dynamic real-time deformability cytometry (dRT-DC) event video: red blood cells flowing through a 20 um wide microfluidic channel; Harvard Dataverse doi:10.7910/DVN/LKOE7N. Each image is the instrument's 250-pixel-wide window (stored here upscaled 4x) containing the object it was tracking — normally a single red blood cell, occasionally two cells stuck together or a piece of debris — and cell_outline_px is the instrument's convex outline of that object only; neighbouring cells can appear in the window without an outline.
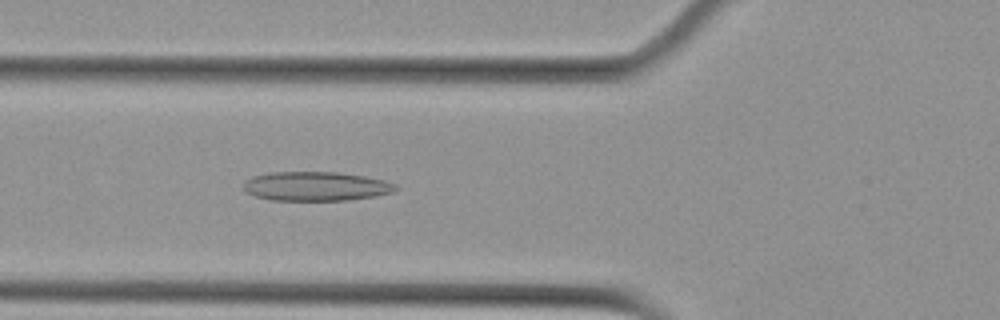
{"species": "Egyptian fruit bat (a non-hibernating species)", "species_latin": "Rousettus aegyptiacus", "temperature_condition": "cold", "stored_images_in_passage": 7, "camera_frame_rate_fps": 3000, "um_per_image_px": 0.085, "animal": {"sex": "female"}, "frame": {"image": 1, "passage_image": 7, "time_ms": 7.0, "image_size_px": [1000, 320], "cell_outline_px": [[400, 188], [396, 192], [376, 196], [348, 200], [272, 200], [256, 196], [244, 192], [244, 180], [252, 176], [272, 172], [336, 172], [364, 176], [384, 180], [396, 184]], "centroid_in_image_um": [26.88, 15.83], "position_along_channel_um": 98.9, "area_um2": 26.07}}